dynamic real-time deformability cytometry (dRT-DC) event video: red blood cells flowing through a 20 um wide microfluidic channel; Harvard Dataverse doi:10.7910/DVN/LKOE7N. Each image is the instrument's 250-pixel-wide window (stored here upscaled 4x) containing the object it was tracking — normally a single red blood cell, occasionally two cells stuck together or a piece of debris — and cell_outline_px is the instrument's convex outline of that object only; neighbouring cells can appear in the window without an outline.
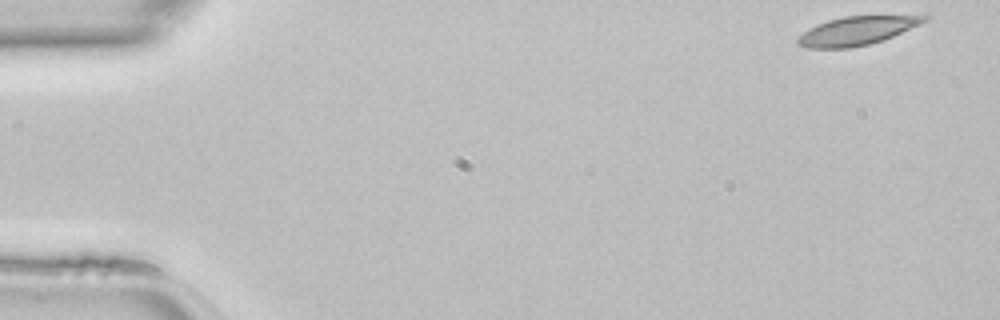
{"species": "common noctule bat (a hibernating species)", "species_latin": "Nyctalus noctula", "temperature_condition": "room temperature", "stored_images_in_passage": 46, "camera_frame_rate_fps": 3000, "um_per_image_px": 0.085, "animal": {"sex": "female", "body_mass_g": 22.7, "forearm_length_mm": 54.2}, "frame": {"image": 1, "passage_image": 1, "time_ms": 0.0, "image_size_px": [1000, 320], "cell_outline_px": [[932, 16], [928, 20], [920, 24], [892, 36], [868, 44], [852, 48], [808, 48], [796, 44], [796, 36], [808, 28], [816, 24], [828, 20], [844, 16], [928, 12]], "centroid_in_image_um": [72.96, 2.54], "position_along_channel_um": 12.0, "area_um2": 22.2}}
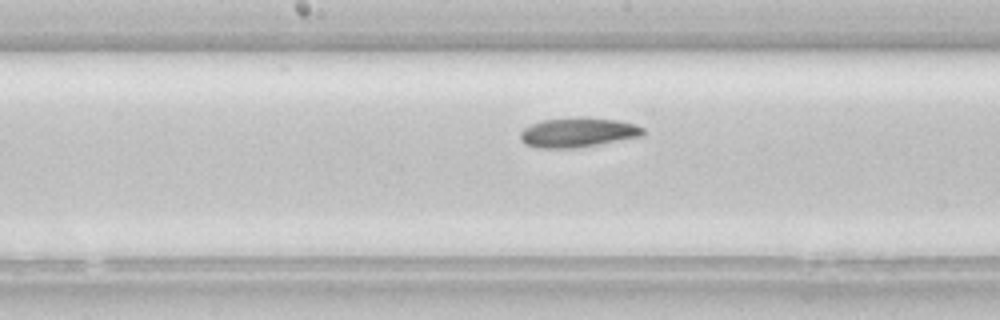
{"frame": {"image": 2, "passage_image": 23, "time_ms": 7.333, "image_size_px": [1000, 320], "cell_outline_px": [[644, 136], [572, 148], [536, 148], [524, 144], [520, 140], [520, 132], [524, 128], [532, 124], [544, 120], [580, 116], [588, 116], [616, 120], [636, 124], [644, 128]], "centroid_in_image_um": [49.11, 11.24], "position_along_channel_um": 199.1, "area_um2": 21.33}}
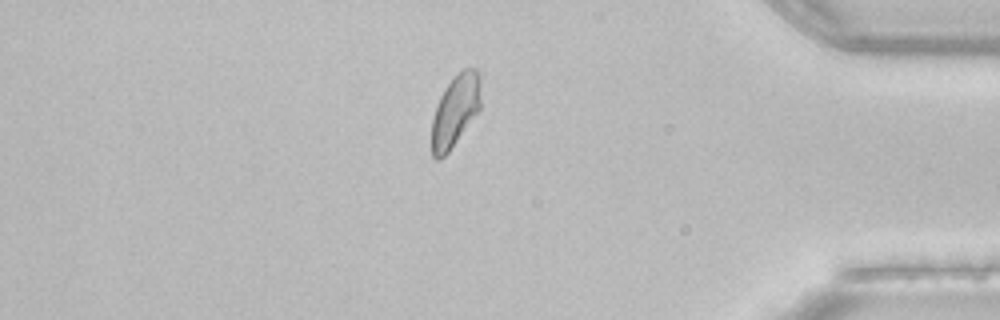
{"frame": {"image": 3, "passage_image": 39, "time_ms": 12.667, "image_size_px": [1000, 320], "cell_outline_px": [[480, 108], [448, 152], [440, 160], [436, 160], [432, 156], [432, 120], [440, 96], [448, 84], [464, 68], [476, 68], [480, 100]], "centroid_in_image_um": [38.66, 9.47], "position_along_channel_um": 396.5, "area_um2": 19.71}}